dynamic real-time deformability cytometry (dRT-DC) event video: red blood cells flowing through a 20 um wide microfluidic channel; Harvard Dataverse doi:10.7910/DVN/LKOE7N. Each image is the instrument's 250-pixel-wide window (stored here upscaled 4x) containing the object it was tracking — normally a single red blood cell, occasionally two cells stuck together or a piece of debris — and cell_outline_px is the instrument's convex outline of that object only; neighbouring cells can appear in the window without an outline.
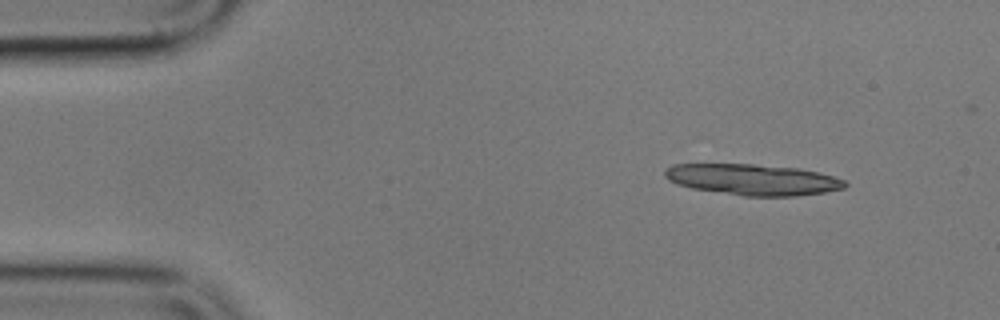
{"species": "common noctule bat (a hibernating species)", "species_latin": "Nyctalus noctula", "temperature_condition": "cold", "stored_images_in_passage": 6, "camera_frame_rate_fps": 3000, "um_per_image_px": 0.085, "animal": {"sex": "male", "body_mass_g": 17.9}, "frame": {"image": 1, "passage_image": 2, "time_ms": 1.0, "image_size_px": [1000, 320], "cell_outline_px": [[848, 184], [844, 188], [824, 192], [796, 196], [744, 196], [692, 188], [676, 184], [668, 180], [664, 176], [664, 168], [672, 164], [752, 164], [796, 168], [816, 172], [832, 176], [844, 180]], "centroid_in_image_um": [63.93, 15.26], "position_along_channel_um": 21.1, "area_um2": 32.48}}
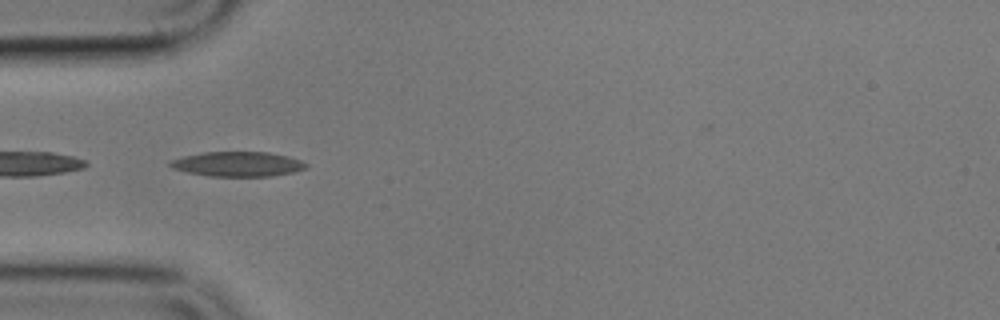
{"frame": {"image": 2, "passage_image": 5, "time_ms": 4.667, "image_size_px": [1000, 320], "cell_outline_px": [[308, 168], [292, 172], [272, 176], [208, 176], [188, 172], [172, 168], [168, 164], [168, 160], [184, 156], [204, 152], [268, 152], [288, 156], [300, 160], [308, 164]], "centroid_in_image_um": [20.2, 13.94], "position_along_channel_um": 64.8, "area_um2": 19.65}}
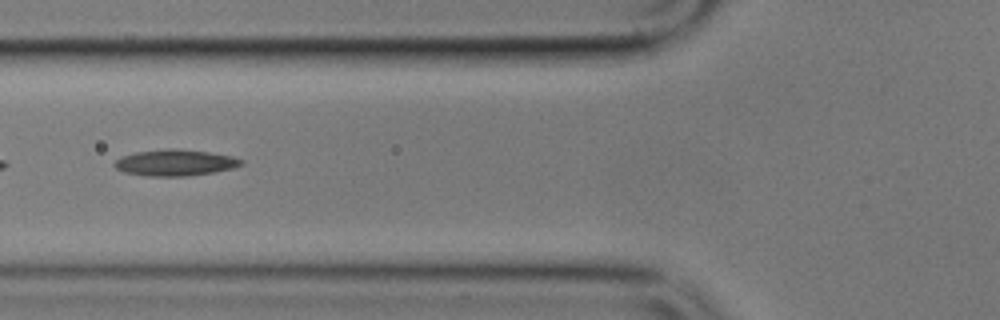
{"frame": {"image": 3, "passage_image": 6, "time_ms": 6.0, "image_size_px": [1000, 320], "cell_outline_px": [[244, 164], [236, 168], [188, 176], [144, 176], [124, 172], [116, 168], [112, 164], [120, 156], [136, 152], [168, 148], [208, 152], [232, 156], [244, 160]], "centroid_in_image_um": [14.89, 13.83], "position_along_channel_um": 110.9, "area_um2": 19.48}}